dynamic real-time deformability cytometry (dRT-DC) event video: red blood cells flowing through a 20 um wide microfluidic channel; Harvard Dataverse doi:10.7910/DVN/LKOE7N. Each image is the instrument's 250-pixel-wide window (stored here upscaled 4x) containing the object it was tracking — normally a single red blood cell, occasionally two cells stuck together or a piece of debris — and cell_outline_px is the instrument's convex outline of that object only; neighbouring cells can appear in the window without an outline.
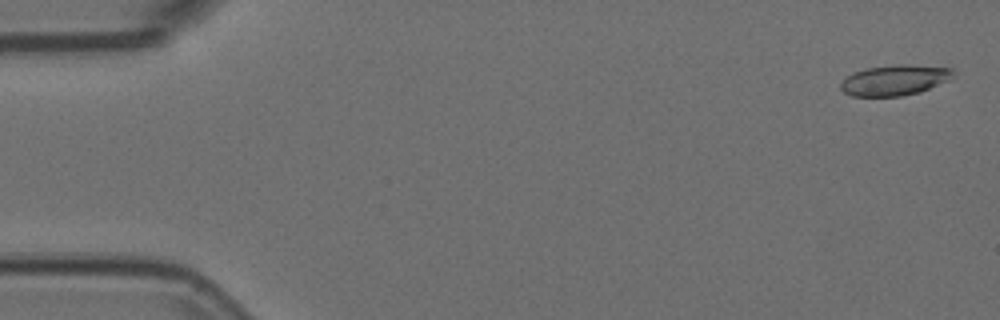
{"species": "Egyptian fruit bat (a non-hibernating species)", "species_latin": "Rousettus aegyptiacus", "temperature_condition": "room temperature", "stored_images_in_passage": 55, "camera_frame_rate_fps": 3000, "um_per_image_px": 0.085, "animal": {"sex": "female"}, "frame": {"image": 1, "passage_image": 2, "time_ms": 0.333, "image_size_px": [1000, 320], "cell_outline_px": [[952, 72], [948, 80], [920, 92], [900, 96], [852, 96], [844, 92], [840, 88], [840, 84], [852, 72], [868, 68], [896, 64], [908, 64], [952, 68]], "centroid_in_image_um": [76.01, 6.81], "position_along_channel_um": 9.0, "area_um2": 19.77}}
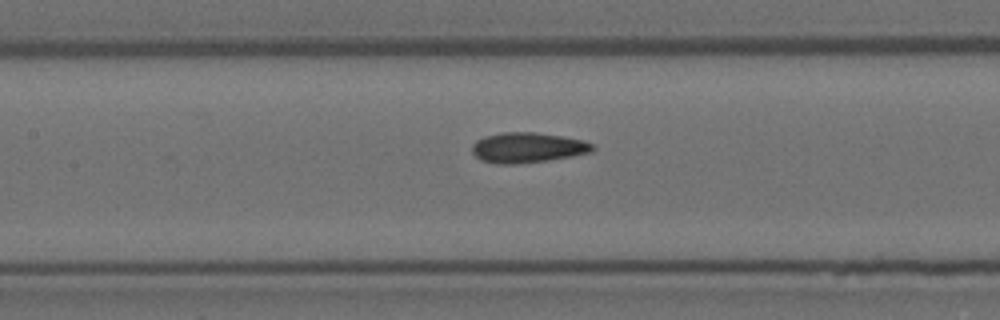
{"frame": {"image": 2, "passage_image": 25, "time_ms": 8.0, "image_size_px": [1000, 320], "cell_outline_px": [[596, 148], [592, 152], [572, 156], [548, 160], [516, 164], [496, 164], [480, 160], [472, 152], [472, 144], [476, 140], [484, 136], [504, 132], [532, 132], [560, 136], [584, 140], [592, 144]], "centroid_in_image_um": [44.83, 12.55], "position_along_channel_um": 162.6, "area_um2": 21.27}}
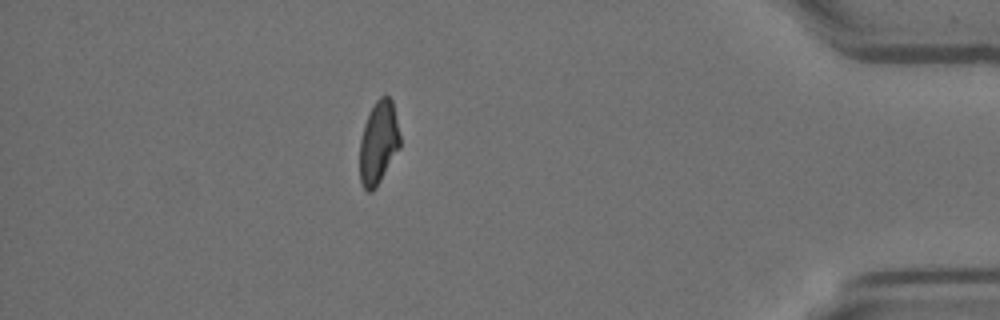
{"frame": {"image": 3, "passage_image": 48, "time_ms": 15.667, "image_size_px": [1000, 320], "cell_outline_px": [[400, 148], [376, 188], [372, 192], [368, 192], [364, 188], [360, 180], [360, 140], [364, 124], [368, 112], [376, 100], [380, 96], [388, 96], [392, 100], [400, 136]], "centroid_in_image_um": [32.17, 12.13], "position_along_channel_um": 403.0, "area_um2": 19.59}, "authors_computed_cell_mechanics": {"area_um2": 20.5768, "velocity_mm_per_s": 3.7352, "shape_relaxation_time_tau1_ms": null, "shape_relaxation_time_tau2_ms": 2.9339, "deformation_change_tau1": null, "deformation_change_tau2": 0.1074}}